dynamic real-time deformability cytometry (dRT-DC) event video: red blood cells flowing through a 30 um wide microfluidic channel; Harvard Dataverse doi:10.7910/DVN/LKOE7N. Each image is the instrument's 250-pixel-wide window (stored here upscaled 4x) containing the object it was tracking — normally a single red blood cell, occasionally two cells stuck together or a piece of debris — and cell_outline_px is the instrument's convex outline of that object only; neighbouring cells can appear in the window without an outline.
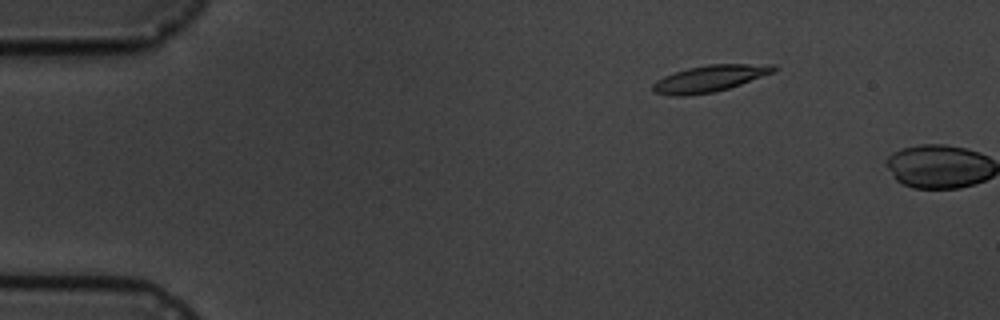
{"species": "common noctule bat (a hibernating species)", "species_latin": "Nyctalus noctula", "temperature_condition": "cold", "stored_images_in_passage": 4, "camera_frame_rate_fps": 3000, "um_per_image_px": 0.085, "animal": {"sex": "male", "body_mass_g": 19.5, "forearm_length_mm": 54.6}, "frame": {"image": 1, "passage_image": 3, "time_ms": 2.333, "image_size_px": [1000, 320], "cell_outline_px": [[776, 68], [772, 72], [740, 84], [728, 88], [712, 92], [684, 96], [668, 96], [652, 92], [652, 84], [656, 80], [664, 76], [688, 68], [708, 64], [776, 64]], "centroid_in_image_um": [60.25, 6.68], "position_along_channel_um": 24.7, "area_um2": 18.55}}